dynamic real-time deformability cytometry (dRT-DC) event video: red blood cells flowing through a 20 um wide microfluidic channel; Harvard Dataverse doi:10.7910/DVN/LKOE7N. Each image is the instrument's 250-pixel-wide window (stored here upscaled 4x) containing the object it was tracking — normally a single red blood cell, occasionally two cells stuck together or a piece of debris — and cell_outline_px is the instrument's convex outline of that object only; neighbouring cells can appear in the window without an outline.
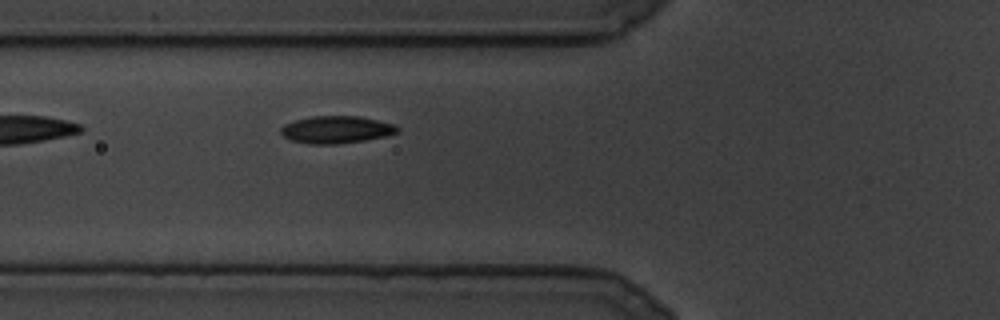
{"species": "common noctule bat (a hibernating species)", "species_latin": "Nyctalus noctula", "temperature_condition": "cold", "stored_images_in_passage": 74, "camera_frame_rate_fps": 3000, "um_per_image_px": 0.085, "animal": {"sex": "male", "body_mass_g": 19.5, "forearm_length_mm": 54.6}, "frame": {"image": 1, "passage_image": 5, "time_ms": 1.333, "image_size_px": [1000, 320], "cell_outline_px": [[400, 128], [396, 132], [384, 136], [364, 140], [340, 144], [312, 144], [292, 140], [284, 136], [280, 132], [280, 128], [284, 124], [296, 120], [312, 116], [360, 116], [396, 124]], "centroid_in_image_um": [28.59, 11.01], "position_along_channel_um": 97.2, "area_um2": 18.5}}
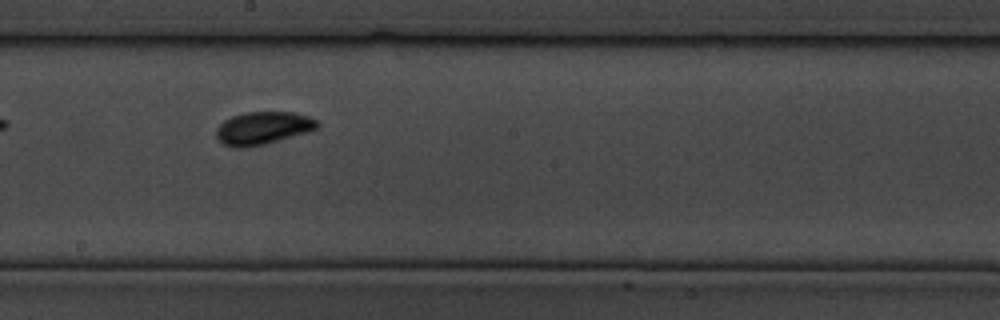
{"frame": {"image": 2, "passage_image": 26, "time_ms": 8.333, "image_size_px": [1000, 320], "cell_outline_px": [[320, 124], [316, 128], [308, 132], [264, 144], [244, 148], [236, 148], [224, 144], [216, 136], [216, 128], [224, 120], [232, 116], [244, 112], [292, 112], [308, 116], [316, 120]], "centroid_in_image_um": [22.33, 10.88], "position_along_channel_um": 225.9, "area_um2": 19.19}}
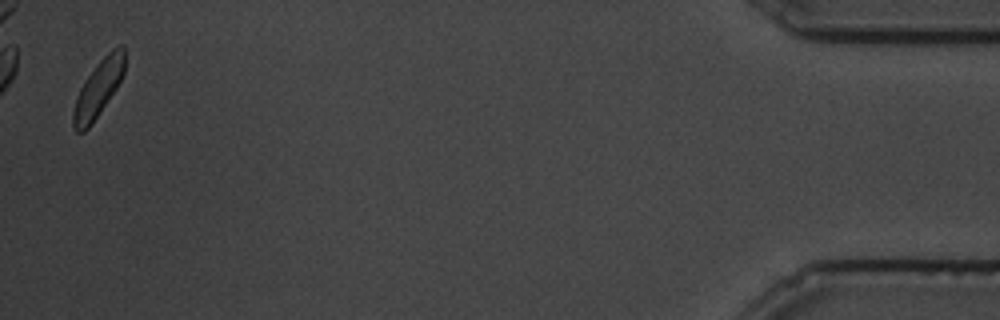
{"frame": {"image": 3, "passage_image": 72, "time_ms": 23.667, "image_size_px": [1000, 320], "cell_outline_px": [[124, 72], [116, 88], [92, 124], [84, 132], [76, 132], [72, 128], [72, 112], [80, 88], [96, 64], [112, 48], [120, 44], [124, 44]], "centroid_in_image_um": [8.34, 7.54], "position_along_channel_um": 426.9, "area_um2": 16.82}}